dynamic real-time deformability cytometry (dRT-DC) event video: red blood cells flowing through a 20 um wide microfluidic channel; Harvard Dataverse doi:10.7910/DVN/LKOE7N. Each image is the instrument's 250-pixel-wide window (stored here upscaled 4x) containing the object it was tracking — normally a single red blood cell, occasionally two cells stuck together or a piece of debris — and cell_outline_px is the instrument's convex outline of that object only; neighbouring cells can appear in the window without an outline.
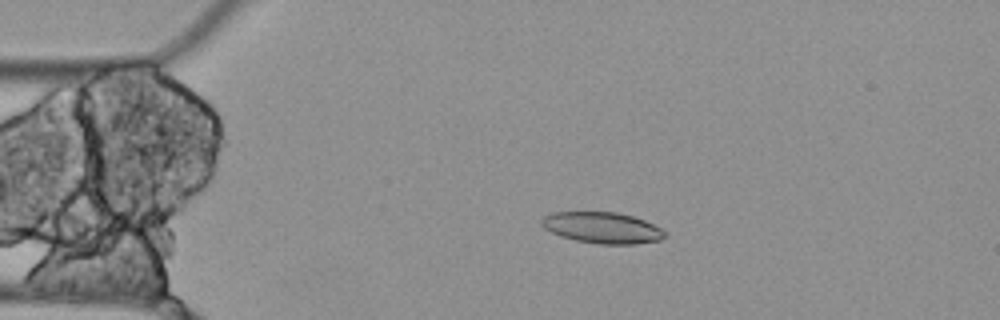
{"species": "Egyptian fruit bat (a non-hibernating species)", "species_latin": "Rousettus aegyptiacus", "temperature_condition": "cold", "stored_images_in_passage": 5, "camera_frame_rate_fps": 3000, "um_per_image_px": 0.085, "animal": {"sex": "female"}, "frame": {"image": 1, "passage_image": 4, "time_ms": 1.0, "image_size_px": [1000, 320], "cell_outline_px": [[668, 232], [660, 240], [636, 244], [600, 244], [576, 240], [560, 236], [544, 228], [540, 224], [540, 220], [544, 216], [552, 212], [616, 212], [632, 216], [644, 220]], "centroid_in_image_um": [51.18, 19.35], "position_along_channel_um": 33.8, "area_um2": 22.37}}